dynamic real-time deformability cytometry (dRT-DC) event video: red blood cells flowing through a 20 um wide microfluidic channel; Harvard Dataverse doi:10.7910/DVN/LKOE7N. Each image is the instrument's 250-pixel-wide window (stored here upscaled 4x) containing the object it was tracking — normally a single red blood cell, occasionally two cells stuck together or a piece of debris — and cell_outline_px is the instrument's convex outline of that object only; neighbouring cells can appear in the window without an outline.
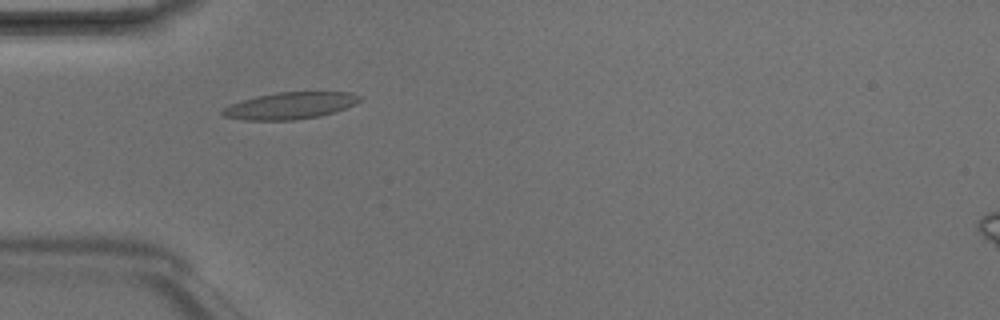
{"species": "Egyptian fruit bat (a non-hibernating species)", "species_latin": "Rousettus aegyptiacus", "temperature_condition": "room temperature", "stored_images_in_passage": 2, "camera_frame_rate_fps": 3000, "um_per_image_px": 0.085, "animal": {"sex": "male"}, "frame": {"image": 1, "passage_image": 1, "time_ms": 0.0, "image_size_px": [1000, 320], "cell_outline_px": [[360, 100], [356, 104], [320, 116], [296, 120], [244, 120], [224, 116], [220, 112], [220, 108], [256, 96], [276, 92], [352, 92], [360, 96]], "centroid_in_image_um": [24.64, 8.98], "position_along_channel_um": 60.4, "area_um2": 21.39}}